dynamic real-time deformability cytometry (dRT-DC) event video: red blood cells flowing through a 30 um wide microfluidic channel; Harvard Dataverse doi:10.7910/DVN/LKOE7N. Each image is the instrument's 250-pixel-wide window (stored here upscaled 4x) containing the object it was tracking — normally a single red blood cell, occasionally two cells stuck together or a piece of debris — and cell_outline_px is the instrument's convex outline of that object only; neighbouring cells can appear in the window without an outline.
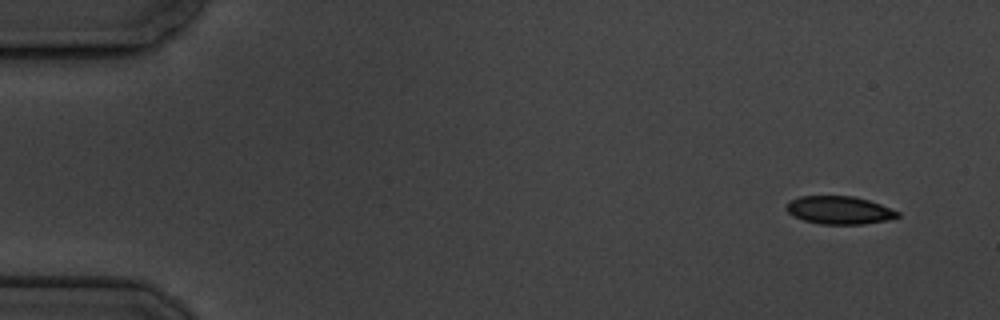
{"species": "common noctule bat (a hibernating species)", "species_latin": "Nyctalus noctula", "temperature_condition": "cold", "stored_images_in_passage": 5, "segment_of_instrument_passage": [1, 2], "camera_frame_rate_fps": 3000, "um_per_image_px": 0.085, "animal": {"sex": "male", "body_mass_g": 19.5, "forearm_length_mm": 54.6}, "frame": {"image": 1, "passage_image": 1, "time_ms": 0.0, "image_size_px": [1000, 320], "cell_outline_px": [[900, 216], [888, 220], [864, 224], [820, 224], [804, 220], [792, 216], [784, 208], [792, 200], [800, 196], [852, 196], [868, 200], [880, 204], [900, 212]], "centroid_in_image_um": [71.34, 17.87], "position_along_channel_um": 13.7, "area_um2": 18.09}}